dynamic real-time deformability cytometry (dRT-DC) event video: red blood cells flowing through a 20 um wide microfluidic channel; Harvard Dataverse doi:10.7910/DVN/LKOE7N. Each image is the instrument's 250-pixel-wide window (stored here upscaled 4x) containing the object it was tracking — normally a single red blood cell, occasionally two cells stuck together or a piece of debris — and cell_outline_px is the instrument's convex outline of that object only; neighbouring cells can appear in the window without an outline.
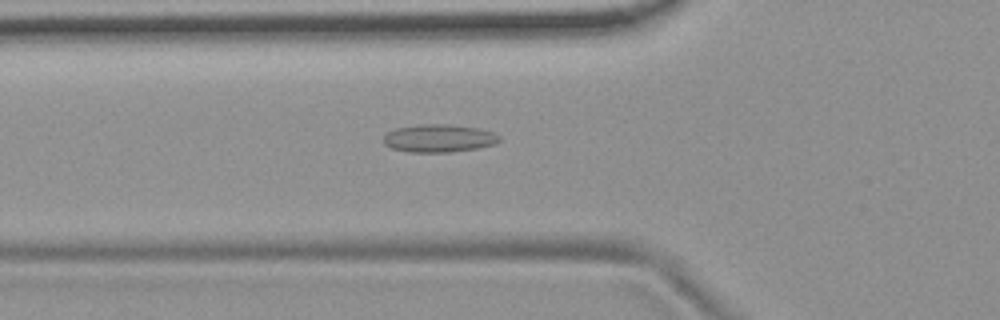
{"species": "common noctule bat (a hibernating species)", "species_latin": "Nyctalus noctula", "temperature_condition": "room temperature", "stored_images_in_passage": 50, "camera_frame_rate_fps": 3000, "um_per_image_px": 0.085, "animal": {"sex": "female", "body_mass_g": 19.9}, "frame": {"image": 1, "passage_image": 15, "time_ms": 4.667, "image_size_px": [1000, 320], "cell_outline_px": [[500, 140], [496, 144], [476, 148], [448, 152], [408, 152], [392, 148], [384, 144], [384, 136], [388, 132], [396, 128], [420, 124], [448, 124], [476, 128], [492, 132], [500, 136]], "centroid_in_image_um": [37.3, 11.75], "position_along_channel_um": 88.5, "area_um2": 18.67}}
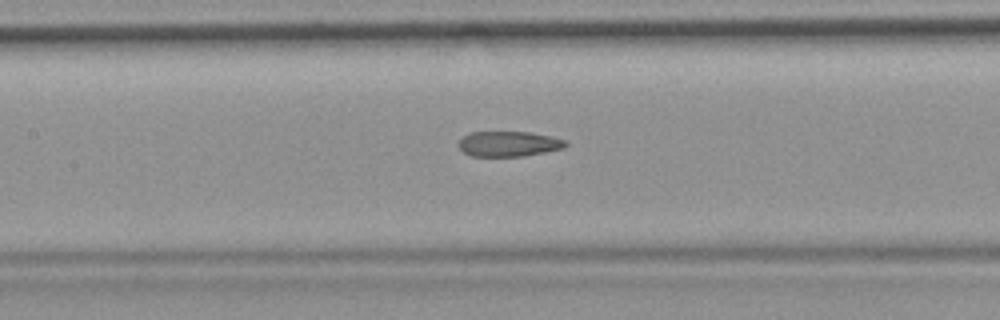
{"frame": {"image": 2, "passage_image": 21, "time_ms": 6.667, "image_size_px": [1000, 320], "cell_outline_px": [[568, 144], [564, 148], [524, 156], [472, 156], [464, 152], [460, 148], [460, 140], [464, 136], [472, 132], [528, 132], [552, 136], [564, 140]], "centroid_in_image_um": [43.27, 12.23], "position_along_channel_um": 164.1, "area_um2": 15.55}}
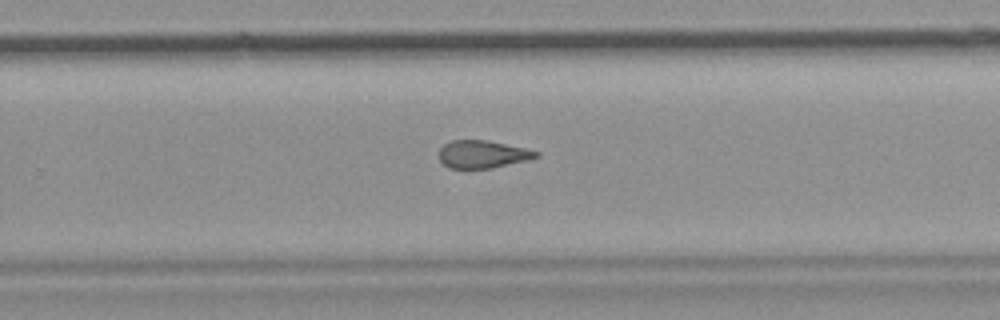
{"frame": {"image": 3, "passage_image": 31, "time_ms": 10.0, "image_size_px": [1000, 320], "cell_outline_px": [[540, 156], [528, 160], [492, 168], [448, 168], [440, 160], [440, 148], [444, 144], [452, 140], [488, 140], [524, 148], [540, 152]], "centroid_in_image_um": [41.03, 13.11], "position_along_channel_um": 288.8, "area_um2": 15.61}, "authors_computed_cell_mechanics": {"area_um2": 16.9643, "velocity_mm_per_s": 3.7623, "shape_relaxation_time_tau1_ms": null, "shape_relaxation_time_tau2_ms": 2.6906, "deformation_change_tau1": null, "deformation_change_tau2": 0.1265}}